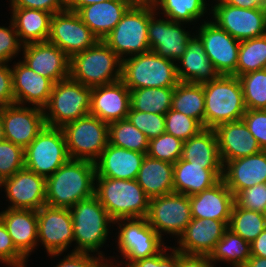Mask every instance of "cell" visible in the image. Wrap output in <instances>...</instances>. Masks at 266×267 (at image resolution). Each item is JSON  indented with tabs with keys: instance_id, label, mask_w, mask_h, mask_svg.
I'll return each mask as SVG.
<instances>
[{
	"instance_id": "6da1fadb",
	"label": "cell",
	"mask_w": 266,
	"mask_h": 267,
	"mask_svg": "<svg viewBox=\"0 0 266 267\" xmlns=\"http://www.w3.org/2000/svg\"><path fill=\"white\" fill-rule=\"evenodd\" d=\"M95 162L69 159L46 178V205L71 208L95 195Z\"/></svg>"
},
{
	"instance_id": "7a4b0ae2",
	"label": "cell",
	"mask_w": 266,
	"mask_h": 267,
	"mask_svg": "<svg viewBox=\"0 0 266 267\" xmlns=\"http://www.w3.org/2000/svg\"><path fill=\"white\" fill-rule=\"evenodd\" d=\"M74 231L75 247L71 252L95 253L105 258L104 252L99 251L107 242L109 227L114 220L94 195L79 201L69 208Z\"/></svg>"
},
{
	"instance_id": "3957f363",
	"label": "cell",
	"mask_w": 266,
	"mask_h": 267,
	"mask_svg": "<svg viewBox=\"0 0 266 267\" xmlns=\"http://www.w3.org/2000/svg\"><path fill=\"white\" fill-rule=\"evenodd\" d=\"M95 196L115 221L121 218L147 217L150 198L137 180L96 176Z\"/></svg>"
},
{
	"instance_id": "277c9868",
	"label": "cell",
	"mask_w": 266,
	"mask_h": 267,
	"mask_svg": "<svg viewBox=\"0 0 266 267\" xmlns=\"http://www.w3.org/2000/svg\"><path fill=\"white\" fill-rule=\"evenodd\" d=\"M155 12L151 1H136L103 42L121 60L150 51L148 24Z\"/></svg>"
},
{
	"instance_id": "5b68a950",
	"label": "cell",
	"mask_w": 266,
	"mask_h": 267,
	"mask_svg": "<svg viewBox=\"0 0 266 267\" xmlns=\"http://www.w3.org/2000/svg\"><path fill=\"white\" fill-rule=\"evenodd\" d=\"M203 88L204 128L215 129L220 124L242 120L247 109L238 77L220 75L203 83Z\"/></svg>"
},
{
	"instance_id": "8992f818",
	"label": "cell",
	"mask_w": 266,
	"mask_h": 267,
	"mask_svg": "<svg viewBox=\"0 0 266 267\" xmlns=\"http://www.w3.org/2000/svg\"><path fill=\"white\" fill-rule=\"evenodd\" d=\"M121 81L130 91L138 88H175L180 82L176 62L153 51L122 59Z\"/></svg>"
},
{
	"instance_id": "52a82bcc",
	"label": "cell",
	"mask_w": 266,
	"mask_h": 267,
	"mask_svg": "<svg viewBox=\"0 0 266 267\" xmlns=\"http://www.w3.org/2000/svg\"><path fill=\"white\" fill-rule=\"evenodd\" d=\"M122 60L101 40L70 58V77L86 87L121 80Z\"/></svg>"
},
{
	"instance_id": "ba28073f",
	"label": "cell",
	"mask_w": 266,
	"mask_h": 267,
	"mask_svg": "<svg viewBox=\"0 0 266 267\" xmlns=\"http://www.w3.org/2000/svg\"><path fill=\"white\" fill-rule=\"evenodd\" d=\"M91 87L70 76L53 85L47 105L43 108L45 124L62 128L90 114Z\"/></svg>"
},
{
	"instance_id": "9c48e42d",
	"label": "cell",
	"mask_w": 266,
	"mask_h": 267,
	"mask_svg": "<svg viewBox=\"0 0 266 267\" xmlns=\"http://www.w3.org/2000/svg\"><path fill=\"white\" fill-rule=\"evenodd\" d=\"M118 225L117 248L123 261L129 266L132 262L158 254L166 245L156 230L150 226L147 217L121 218L114 221Z\"/></svg>"
},
{
	"instance_id": "30bf717a",
	"label": "cell",
	"mask_w": 266,
	"mask_h": 267,
	"mask_svg": "<svg viewBox=\"0 0 266 267\" xmlns=\"http://www.w3.org/2000/svg\"><path fill=\"white\" fill-rule=\"evenodd\" d=\"M109 124L87 115L62 127L70 159L95 162L107 147Z\"/></svg>"
},
{
	"instance_id": "8fae6325",
	"label": "cell",
	"mask_w": 266,
	"mask_h": 267,
	"mask_svg": "<svg viewBox=\"0 0 266 267\" xmlns=\"http://www.w3.org/2000/svg\"><path fill=\"white\" fill-rule=\"evenodd\" d=\"M62 128L45 125L24 149L25 168L45 178L69 160Z\"/></svg>"
},
{
	"instance_id": "7c38bea8",
	"label": "cell",
	"mask_w": 266,
	"mask_h": 267,
	"mask_svg": "<svg viewBox=\"0 0 266 267\" xmlns=\"http://www.w3.org/2000/svg\"><path fill=\"white\" fill-rule=\"evenodd\" d=\"M147 220L161 238L164 233L179 238L192 220L189 196L173 192L151 198Z\"/></svg>"
},
{
	"instance_id": "4fadbf2b",
	"label": "cell",
	"mask_w": 266,
	"mask_h": 267,
	"mask_svg": "<svg viewBox=\"0 0 266 267\" xmlns=\"http://www.w3.org/2000/svg\"><path fill=\"white\" fill-rule=\"evenodd\" d=\"M210 14L218 27L230 36L241 41L261 37L266 34V11L260 9H245L214 0Z\"/></svg>"
},
{
	"instance_id": "5bb4252c",
	"label": "cell",
	"mask_w": 266,
	"mask_h": 267,
	"mask_svg": "<svg viewBox=\"0 0 266 267\" xmlns=\"http://www.w3.org/2000/svg\"><path fill=\"white\" fill-rule=\"evenodd\" d=\"M37 218L38 246L43 244L52 258L62 255L74 243L73 220L69 208L44 205L37 210Z\"/></svg>"
},
{
	"instance_id": "9a60e30c",
	"label": "cell",
	"mask_w": 266,
	"mask_h": 267,
	"mask_svg": "<svg viewBox=\"0 0 266 267\" xmlns=\"http://www.w3.org/2000/svg\"><path fill=\"white\" fill-rule=\"evenodd\" d=\"M47 41L71 58L74 54L94 46L99 39L84 24L77 12L64 10L52 15Z\"/></svg>"
},
{
	"instance_id": "2e32d148",
	"label": "cell",
	"mask_w": 266,
	"mask_h": 267,
	"mask_svg": "<svg viewBox=\"0 0 266 267\" xmlns=\"http://www.w3.org/2000/svg\"><path fill=\"white\" fill-rule=\"evenodd\" d=\"M196 32L203 42L207 57L219 75L237 77L240 41L218 27L211 19L204 21Z\"/></svg>"
},
{
	"instance_id": "e0dca14e",
	"label": "cell",
	"mask_w": 266,
	"mask_h": 267,
	"mask_svg": "<svg viewBox=\"0 0 266 267\" xmlns=\"http://www.w3.org/2000/svg\"><path fill=\"white\" fill-rule=\"evenodd\" d=\"M5 139L25 149L44 128L43 109L10 104L0 107Z\"/></svg>"
},
{
	"instance_id": "ac0fdd59",
	"label": "cell",
	"mask_w": 266,
	"mask_h": 267,
	"mask_svg": "<svg viewBox=\"0 0 266 267\" xmlns=\"http://www.w3.org/2000/svg\"><path fill=\"white\" fill-rule=\"evenodd\" d=\"M156 12L150 17L148 24V41L150 51L157 55L177 62L185 53L188 41L193 36L184 29L182 22L168 18H157Z\"/></svg>"
},
{
	"instance_id": "d6986e66",
	"label": "cell",
	"mask_w": 266,
	"mask_h": 267,
	"mask_svg": "<svg viewBox=\"0 0 266 267\" xmlns=\"http://www.w3.org/2000/svg\"><path fill=\"white\" fill-rule=\"evenodd\" d=\"M10 209L39 210L46 205V178L22 168L3 179V187Z\"/></svg>"
},
{
	"instance_id": "ffe728a7",
	"label": "cell",
	"mask_w": 266,
	"mask_h": 267,
	"mask_svg": "<svg viewBox=\"0 0 266 267\" xmlns=\"http://www.w3.org/2000/svg\"><path fill=\"white\" fill-rule=\"evenodd\" d=\"M22 62L54 84L70 76V57L56 45L45 42L24 44Z\"/></svg>"
},
{
	"instance_id": "44dd1931",
	"label": "cell",
	"mask_w": 266,
	"mask_h": 267,
	"mask_svg": "<svg viewBox=\"0 0 266 267\" xmlns=\"http://www.w3.org/2000/svg\"><path fill=\"white\" fill-rule=\"evenodd\" d=\"M227 229L224 221L192 218L173 248L185 254L210 255Z\"/></svg>"
},
{
	"instance_id": "7402d4cb",
	"label": "cell",
	"mask_w": 266,
	"mask_h": 267,
	"mask_svg": "<svg viewBox=\"0 0 266 267\" xmlns=\"http://www.w3.org/2000/svg\"><path fill=\"white\" fill-rule=\"evenodd\" d=\"M130 107V90L121 80L92 88L90 115L105 123L125 119Z\"/></svg>"
},
{
	"instance_id": "603a6c76",
	"label": "cell",
	"mask_w": 266,
	"mask_h": 267,
	"mask_svg": "<svg viewBox=\"0 0 266 267\" xmlns=\"http://www.w3.org/2000/svg\"><path fill=\"white\" fill-rule=\"evenodd\" d=\"M11 71L15 103H28L43 109L48 103L54 83L47 77L35 73L21 59L15 62Z\"/></svg>"
},
{
	"instance_id": "cb8c5ba5",
	"label": "cell",
	"mask_w": 266,
	"mask_h": 267,
	"mask_svg": "<svg viewBox=\"0 0 266 267\" xmlns=\"http://www.w3.org/2000/svg\"><path fill=\"white\" fill-rule=\"evenodd\" d=\"M214 130L217 135L219 154L223 166L228 161L262 151L243 120L220 124Z\"/></svg>"
},
{
	"instance_id": "d4e9b609",
	"label": "cell",
	"mask_w": 266,
	"mask_h": 267,
	"mask_svg": "<svg viewBox=\"0 0 266 267\" xmlns=\"http://www.w3.org/2000/svg\"><path fill=\"white\" fill-rule=\"evenodd\" d=\"M189 200L192 218L224 221L229 225L234 195L223 179L211 188L189 196Z\"/></svg>"
},
{
	"instance_id": "484cf974",
	"label": "cell",
	"mask_w": 266,
	"mask_h": 267,
	"mask_svg": "<svg viewBox=\"0 0 266 267\" xmlns=\"http://www.w3.org/2000/svg\"><path fill=\"white\" fill-rule=\"evenodd\" d=\"M234 197L242 190L266 183V150L228 161L223 166V178Z\"/></svg>"
},
{
	"instance_id": "4316f807",
	"label": "cell",
	"mask_w": 266,
	"mask_h": 267,
	"mask_svg": "<svg viewBox=\"0 0 266 267\" xmlns=\"http://www.w3.org/2000/svg\"><path fill=\"white\" fill-rule=\"evenodd\" d=\"M145 156V153L127 150L108 143L95 161L96 176L135 180Z\"/></svg>"
},
{
	"instance_id": "83f0119b",
	"label": "cell",
	"mask_w": 266,
	"mask_h": 267,
	"mask_svg": "<svg viewBox=\"0 0 266 267\" xmlns=\"http://www.w3.org/2000/svg\"><path fill=\"white\" fill-rule=\"evenodd\" d=\"M15 248L28 260L38 246L37 210L10 209L0 212Z\"/></svg>"
},
{
	"instance_id": "f1b7e54d",
	"label": "cell",
	"mask_w": 266,
	"mask_h": 267,
	"mask_svg": "<svg viewBox=\"0 0 266 267\" xmlns=\"http://www.w3.org/2000/svg\"><path fill=\"white\" fill-rule=\"evenodd\" d=\"M135 0H108L80 8L77 14L101 41L120 22Z\"/></svg>"
},
{
	"instance_id": "f546056e",
	"label": "cell",
	"mask_w": 266,
	"mask_h": 267,
	"mask_svg": "<svg viewBox=\"0 0 266 267\" xmlns=\"http://www.w3.org/2000/svg\"><path fill=\"white\" fill-rule=\"evenodd\" d=\"M192 34L185 53L176 63L179 81L203 84L217 79L220 75L207 57L203 42L197 35Z\"/></svg>"
},
{
	"instance_id": "4dcf8cb0",
	"label": "cell",
	"mask_w": 266,
	"mask_h": 267,
	"mask_svg": "<svg viewBox=\"0 0 266 267\" xmlns=\"http://www.w3.org/2000/svg\"><path fill=\"white\" fill-rule=\"evenodd\" d=\"M223 178V169H205L181 158L173 164L174 192L187 196L211 188Z\"/></svg>"
},
{
	"instance_id": "1f68e13d",
	"label": "cell",
	"mask_w": 266,
	"mask_h": 267,
	"mask_svg": "<svg viewBox=\"0 0 266 267\" xmlns=\"http://www.w3.org/2000/svg\"><path fill=\"white\" fill-rule=\"evenodd\" d=\"M182 160L204 165L205 169H223L214 129L204 128L183 143Z\"/></svg>"
},
{
	"instance_id": "d6a6232c",
	"label": "cell",
	"mask_w": 266,
	"mask_h": 267,
	"mask_svg": "<svg viewBox=\"0 0 266 267\" xmlns=\"http://www.w3.org/2000/svg\"><path fill=\"white\" fill-rule=\"evenodd\" d=\"M136 180L150 199L173 193V164L146 155Z\"/></svg>"
},
{
	"instance_id": "836d02e7",
	"label": "cell",
	"mask_w": 266,
	"mask_h": 267,
	"mask_svg": "<svg viewBox=\"0 0 266 267\" xmlns=\"http://www.w3.org/2000/svg\"><path fill=\"white\" fill-rule=\"evenodd\" d=\"M11 11V21L23 45L48 40L51 13L29 8H11Z\"/></svg>"
},
{
	"instance_id": "e575fe53",
	"label": "cell",
	"mask_w": 266,
	"mask_h": 267,
	"mask_svg": "<svg viewBox=\"0 0 266 267\" xmlns=\"http://www.w3.org/2000/svg\"><path fill=\"white\" fill-rule=\"evenodd\" d=\"M171 109L196 119L204 127L203 84L180 81L174 88Z\"/></svg>"
},
{
	"instance_id": "d590c367",
	"label": "cell",
	"mask_w": 266,
	"mask_h": 267,
	"mask_svg": "<svg viewBox=\"0 0 266 267\" xmlns=\"http://www.w3.org/2000/svg\"><path fill=\"white\" fill-rule=\"evenodd\" d=\"M210 257L215 264L226 262L232 267H243L251 257L250 243L227 229L223 237L217 242Z\"/></svg>"
},
{
	"instance_id": "8d00e7d4",
	"label": "cell",
	"mask_w": 266,
	"mask_h": 267,
	"mask_svg": "<svg viewBox=\"0 0 266 267\" xmlns=\"http://www.w3.org/2000/svg\"><path fill=\"white\" fill-rule=\"evenodd\" d=\"M157 11V14H164V18H168L175 22L189 23L196 22L204 17L207 10L206 0H150ZM161 10L162 12L159 13Z\"/></svg>"
},
{
	"instance_id": "74e56055",
	"label": "cell",
	"mask_w": 266,
	"mask_h": 267,
	"mask_svg": "<svg viewBox=\"0 0 266 267\" xmlns=\"http://www.w3.org/2000/svg\"><path fill=\"white\" fill-rule=\"evenodd\" d=\"M174 88H138L130 91L133 110L165 115L171 109Z\"/></svg>"
},
{
	"instance_id": "f35d334b",
	"label": "cell",
	"mask_w": 266,
	"mask_h": 267,
	"mask_svg": "<svg viewBox=\"0 0 266 267\" xmlns=\"http://www.w3.org/2000/svg\"><path fill=\"white\" fill-rule=\"evenodd\" d=\"M109 144L147 154L149 140L127 118L109 124Z\"/></svg>"
},
{
	"instance_id": "ab89813d",
	"label": "cell",
	"mask_w": 266,
	"mask_h": 267,
	"mask_svg": "<svg viewBox=\"0 0 266 267\" xmlns=\"http://www.w3.org/2000/svg\"><path fill=\"white\" fill-rule=\"evenodd\" d=\"M228 229L252 243L266 226L262 213L240 208L234 203Z\"/></svg>"
},
{
	"instance_id": "60d3db41",
	"label": "cell",
	"mask_w": 266,
	"mask_h": 267,
	"mask_svg": "<svg viewBox=\"0 0 266 267\" xmlns=\"http://www.w3.org/2000/svg\"><path fill=\"white\" fill-rule=\"evenodd\" d=\"M266 67V34L240 42L237 77Z\"/></svg>"
},
{
	"instance_id": "b9f144b4",
	"label": "cell",
	"mask_w": 266,
	"mask_h": 267,
	"mask_svg": "<svg viewBox=\"0 0 266 267\" xmlns=\"http://www.w3.org/2000/svg\"><path fill=\"white\" fill-rule=\"evenodd\" d=\"M247 110H266V69L238 76Z\"/></svg>"
},
{
	"instance_id": "7bdbcfd3",
	"label": "cell",
	"mask_w": 266,
	"mask_h": 267,
	"mask_svg": "<svg viewBox=\"0 0 266 267\" xmlns=\"http://www.w3.org/2000/svg\"><path fill=\"white\" fill-rule=\"evenodd\" d=\"M183 143L184 141L181 139L165 132L160 136L149 140L146 155L174 164L182 156Z\"/></svg>"
},
{
	"instance_id": "ee69618b",
	"label": "cell",
	"mask_w": 266,
	"mask_h": 267,
	"mask_svg": "<svg viewBox=\"0 0 266 267\" xmlns=\"http://www.w3.org/2000/svg\"><path fill=\"white\" fill-rule=\"evenodd\" d=\"M204 127L194 118L170 109L165 114V132L182 141L197 135Z\"/></svg>"
},
{
	"instance_id": "f6af8a7d",
	"label": "cell",
	"mask_w": 266,
	"mask_h": 267,
	"mask_svg": "<svg viewBox=\"0 0 266 267\" xmlns=\"http://www.w3.org/2000/svg\"><path fill=\"white\" fill-rule=\"evenodd\" d=\"M126 118L143 132L148 140L165 133V115L140 112L130 107Z\"/></svg>"
},
{
	"instance_id": "bcb514c9",
	"label": "cell",
	"mask_w": 266,
	"mask_h": 267,
	"mask_svg": "<svg viewBox=\"0 0 266 267\" xmlns=\"http://www.w3.org/2000/svg\"><path fill=\"white\" fill-rule=\"evenodd\" d=\"M24 167V149L7 140L0 142V177H11Z\"/></svg>"
},
{
	"instance_id": "7dc6e473",
	"label": "cell",
	"mask_w": 266,
	"mask_h": 267,
	"mask_svg": "<svg viewBox=\"0 0 266 267\" xmlns=\"http://www.w3.org/2000/svg\"><path fill=\"white\" fill-rule=\"evenodd\" d=\"M234 203L240 208L262 213L266 209V183L242 190L234 197Z\"/></svg>"
},
{
	"instance_id": "c3c4849f",
	"label": "cell",
	"mask_w": 266,
	"mask_h": 267,
	"mask_svg": "<svg viewBox=\"0 0 266 267\" xmlns=\"http://www.w3.org/2000/svg\"><path fill=\"white\" fill-rule=\"evenodd\" d=\"M0 262L7 267H27L28 260L15 248L5 224L0 219Z\"/></svg>"
},
{
	"instance_id": "681fc988",
	"label": "cell",
	"mask_w": 266,
	"mask_h": 267,
	"mask_svg": "<svg viewBox=\"0 0 266 267\" xmlns=\"http://www.w3.org/2000/svg\"><path fill=\"white\" fill-rule=\"evenodd\" d=\"M17 31L10 20L8 27L0 26V63H9L22 51ZM12 59V60H11Z\"/></svg>"
},
{
	"instance_id": "f907efd6",
	"label": "cell",
	"mask_w": 266,
	"mask_h": 267,
	"mask_svg": "<svg viewBox=\"0 0 266 267\" xmlns=\"http://www.w3.org/2000/svg\"><path fill=\"white\" fill-rule=\"evenodd\" d=\"M242 120L257 140L260 148L266 150V110H246Z\"/></svg>"
},
{
	"instance_id": "816d5d0a",
	"label": "cell",
	"mask_w": 266,
	"mask_h": 267,
	"mask_svg": "<svg viewBox=\"0 0 266 267\" xmlns=\"http://www.w3.org/2000/svg\"><path fill=\"white\" fill-rule=\"evenodd\" d=\"M129 267H179V251L167 245L158 254L132 262Z\"/></svg>"
},
{
	"instance_id": "f5cc1de1",
	"label": "cell",
	"mask_w": 266,
	"mask_h": 267,
	"mask_svg": "<svg viewBox=\"0 0 266 267\" xmlns=\"http://www.w3.org/2000/svg\"><path fill=\"white\" fill-rule=\"evenodd\" d=\"M10 7L47 11L53 15L67 10V0H10Z\"/></svg>"
},
{
	"instance_id": "db71d44e",
	"label": "cell",
	"mask_w": 266,
	"mask_h": 267,
	"mask_svg": "<svg viewBox=\"0 0 266 267\" xmlns=\"http://www.w3.org/2000/svg\"><path fill=\"white\" fill-rule=\"evenodd\" d=\"M104 259L96 254L70 252L54 267H100Z\"/></svg>"
},
{
	"instance_id": "11a10c76",
	"label": "cell",
	"mask_w": 266,
	"mask_h": 267,
	"mask_svg": "<svg viewBox=\"0 0 266 267\" xmlns=\"http://www.w3.org/2000/svg\"><path fill=\"white\" fill-rule=\"evenodd\" d=\"M14 103L11 68L8 63H0V107Z\"/></svg>"
},
{
	"instance_id": "9f6ffc18",
	"label": "cell",
	"mask_w": 266,
	"mask_h": 267,
	"mask_svg": "<svg viewBox=\"0 0 266 267\" xmlns=\"http://www.w3.org/2000/svg\"><path fill=\"white\" fill-rule=\"evenodd\" d=\"M210 255L185 254L179 252V267H215ZM217 267V266H216Z\"/></svg>"
},
{
	"instance_id": "6f0895ef",
	"label": "cell",
	"mask_w": 266,
	"mask_h": 267,
	"mask_svg": "<svg viewBox=\"0 0 266 267\" xmlns=\"http://www.w3.org/2000/svg\"><path fill=\"white\" fill-rule=\"evenodd\" d=\"M226 4L245 9H260L266 11V0H222Z\"/></svg>"
},
{
	"instance_id": "680465c9",
	"label": "cell",
	"mask_w": 266,
	"mask_h": 267,
	"mask_svg": "<svg viewBox=\"0 0 266 267\" xmlns=\"http://www.w3.org/2000/svg\"><path fill=\"white\" fill-rule=\"evenodd\" d=\"M251 256L266 258V229L262 231L257 238L250 243Z\"/></svg>"
},
{
	"instance_id": "91938a15",
	"label": "cell",
	"mask_w": 266,
	"mask_h": 267,
	"mask_svg": "<svg viewBox=\"0 0 266 267\" xmlns=\"http://www.w3.org/2000/svg\"><path fill=\"white\" fill-rule=\"evenodd\" d=\"M108 0H67V10L77 12L80 8Z\"/></svg>"
},
{
	"instance_id": "94428289",
	"label": "cell",
	"mask_w": 266,
	"mask_h": 267,
	"mask_svg": "<svg viewBox=\"0 0 266 267\" xmlns=\"http://www.w3.org/2000/svg\"><path fill=\"white\" fill-rule=\"evenodd\" d=\"M243 267H266V258L251 256Z\"/></svg>"
},
{
	"instance_id": "6125c7cd",
	"label": "cell",
	"mask_w": 266,
	"mask_h": 267,
	"mask_svg": "<svg viewBox=\"0 0 266 267\" xmlns=\"http://www.w3.org/2000/svg\"><path fill=\"white\" fill-rule=\"evenodd\" d=\"M111 260V261H110ZM115 263H114V262ZM112 261V259H111V257L108 259V258H105L104 260H103V262L101 263V266L100 267H129V266H127V265H124L123 266V264L122 263H120V262H117V260L114 258V260Z\"/></svg>"
},
{
	"instance_id": "be15d7a7",
	"label": "cell",
	"mask_w": 266,
	"mask_h": 267,
	"mask_svg": "<svg viewBox=\"0 0 266 267\" xmlns=\"http://www.w3.org/2000/svg\"><path fill=\"white\" fill-rule=\"evenodd\" d=\"M6 140L5 139V133H4V127H3V122L1 119V114H0V142Z\"/></svg>"
},
{
	"instance_id": "e7e4bbea",
	"label": "cell",
	"mask_w": 266,
	"mask_h": 267,
	"mask_svg": "<svg viewBox=\"0 0 266 267\" xmlns=\"http://www.w3.org/2000/svg\"><path fill=\"white\" fill-rule=\"evenodd\" d=\"M262 215L266 226V209L262 212Z\"/></svg>"
},
{
	"instance_id": "03108f58",
	"label": "cell",
	"mask_w": 266,
	"mask_h": 267,
	"mask_svg": "<svg viewBox=\"0 0 266 267\" xmlns=\"http://www.w3.org/2000/svg\"><path fill=\"white\" fill-rule=\"evenodd\" d=\"M3 187V179L0 177V189Z\"/></svg>"
}]
</instances>
